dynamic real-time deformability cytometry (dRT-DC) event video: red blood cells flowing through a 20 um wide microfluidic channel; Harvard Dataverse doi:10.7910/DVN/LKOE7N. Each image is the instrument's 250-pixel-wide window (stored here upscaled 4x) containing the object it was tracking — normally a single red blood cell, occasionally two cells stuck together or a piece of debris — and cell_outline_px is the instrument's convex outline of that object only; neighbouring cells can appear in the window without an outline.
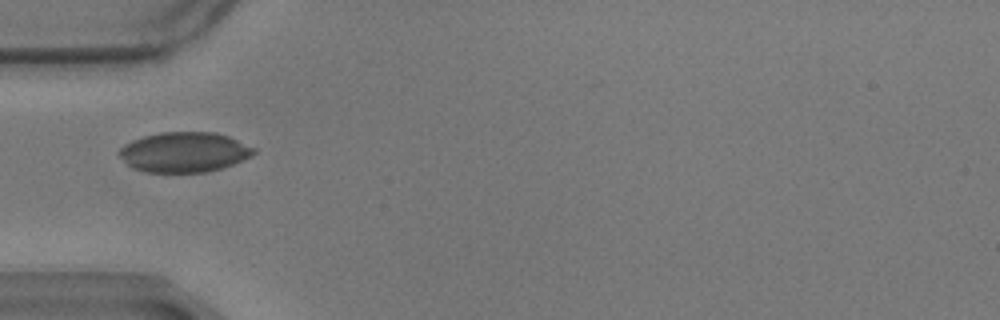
{"species": "common noctule bat (a hibernating species)", "species_latin": "Nyctalus noctula", "temperature_condition": "warm", "stored_images_in_passage": 14, "camera_frame_rate_fps": 3000, "um_per_image_px": 0.085, "animal": {"sex": "male", "body_mass_g": 17.9}, "frame": {"image": 1, "passage_image": 1, "time_ms": 0.0, "image_size_px": [1000, 320], "cell_outline_px": [[256, 152], [252, 156], [244, 160], [220, 168], [204, 172], [148, 172], [132, 168], [116, 152], [124, 144], [132, 140], [144, 136], [160, 132], [216, 132], [228, 136], [256, 148]], "centroid_in_image_um": [15.66, 12.92], "position_along_channel_um": 69.3, "area_um2": 31.44}}
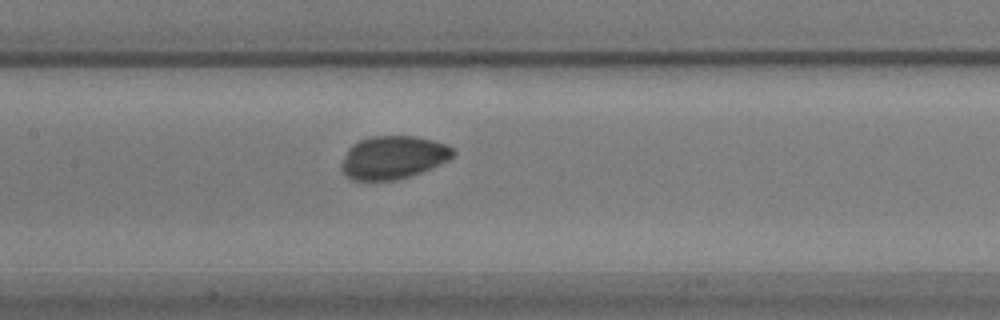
{"frame": {"image": 2, "passage_image": 10, "time_ms": 3.0, "image_size_px": [1000, 320], "cell_outline_px": [[456, 152], [448, 160], [440, 164], [420, 172], [396, 180], [352, 180], [340, 168], [340, 164], [348, 148], [352, 144], [368, 136], [416, 136], [432, 140], [444, 144], [452, 148]], "centroid_in_image_um": [33.38, 13.37], "position_along_channel_um": 174.0, "area_um2": 27.86}}